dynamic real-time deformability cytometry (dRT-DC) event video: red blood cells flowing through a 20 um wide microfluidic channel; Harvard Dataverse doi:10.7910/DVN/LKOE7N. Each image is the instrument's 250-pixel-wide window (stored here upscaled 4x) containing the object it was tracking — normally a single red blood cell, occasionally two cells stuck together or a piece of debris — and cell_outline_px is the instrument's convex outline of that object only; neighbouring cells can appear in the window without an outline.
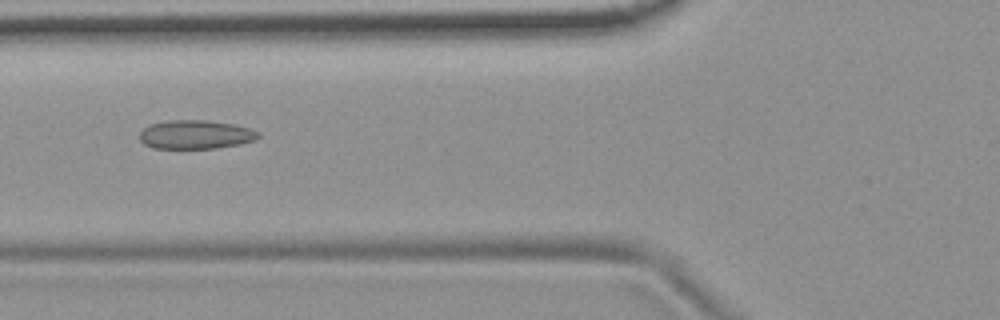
{"species": "common noctule bat (a hibernating species)", "species_latin": "Nyctalus noctula", "temperature_condition": "room temperature", "stored_images_in_passage": 7, "camera_frame_rate_fps": 3000, "um_per_image_px": 0.085, "animal": {"sex": "female", "body_mass_g": 19.9}, "frame": {"image": 1, "passage_image": 6, "time_ms": 1.667, "image_size_px": [1000, 320], "cell_outline_px": [[260, 136], [256, 140], [240, 144], [216, 148], [152, 148], [144, 144], [140, 140], [140, 132], [144, 128], [152, 124], [168, 120], [208, 120], [236, 124], [260, 132]], "centroid_in_image_um": [16.66, 11.43], "position_along_channel_um": 109.1, "area_um2": 20.0}}
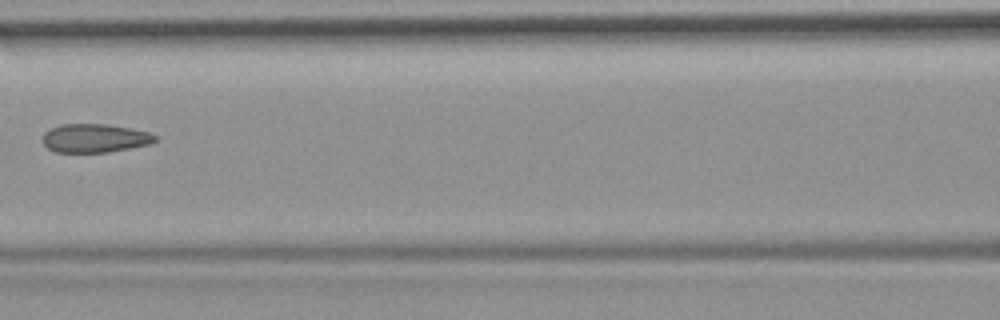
{"frame": {"image": 2, "passage_image": 7, "time_ms": 2.0, "image_size_px": [1000, 320], "cell_outline_px": [[160, 136], [152, 144], [108, 152], [56, 152], [48, 148], [44, 144], [44, 132], [60, 124], [104, 124], [128, 128], [148, 132]], "centroid_in_image_um": [8.09, 11.75], "position_along_channel_um": 158.5, "area_um2": 18.67}}